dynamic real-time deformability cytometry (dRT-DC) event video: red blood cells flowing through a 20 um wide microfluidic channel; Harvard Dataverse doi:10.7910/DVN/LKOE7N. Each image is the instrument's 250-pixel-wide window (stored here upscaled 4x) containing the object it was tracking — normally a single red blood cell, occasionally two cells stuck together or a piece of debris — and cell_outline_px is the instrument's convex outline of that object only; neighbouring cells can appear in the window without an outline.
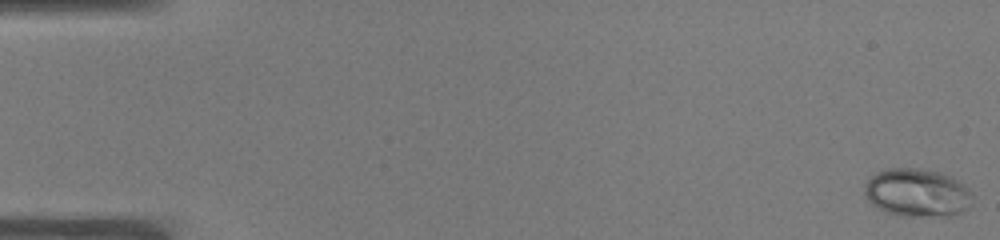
{"species": "common noctule bat (a hibernating species)", "species_latin": "Nyctalus noctula", "temperature_condition": "warm", "stored_images_in_passage": 52, "camera_frame_rate_fps": 3000, "um_per_image_px": 0.085, "animal": {"sex": "male", "body_mass_g": 19.0, "forearm_length_mm": 50.8}, "frame": {"image": 1, "passage_image": 1, "time_ms": 0.0, "image_size_px": [1000, 240], "cell_outline_px": [[972, 204], [968, 208], [952, 216], [900, 216], [888, 212], [872, 204], [868, 200], [864, 192], [864, 184], [876, 172], [888, 168], [920, 168], [940, 172], [956, 180], [968, 188], [972, 192]], "centroid_in_image_um": [77.96, 16.38], "position_along_channel_um": 7.0, "area_um2": 30.35}}
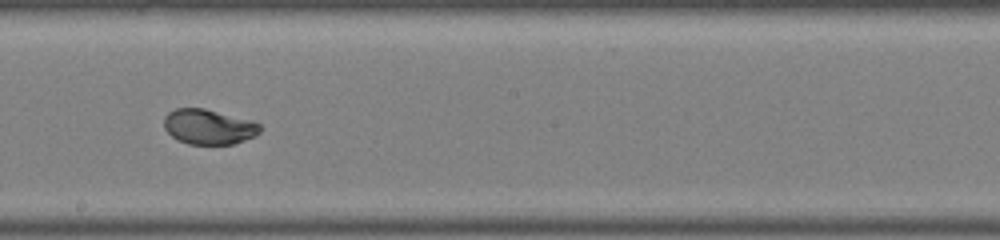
{"frame": {"image": 2, "passage_image": 30, "time_ms": 9.667, "image_size_px": [1000, 240], "cell_outline_px": [[260, 132], [256, 136], [232, 144], [188, 144], [176, 140], [164, 128], [164, 116], [168, 112], [176, 108], [204, 108], [252, 120], [260, 124]], "centroid_in_image_um": [17.73, 10.77], "position_along_channel_um": 230.5, "area_um2": 19.77}}
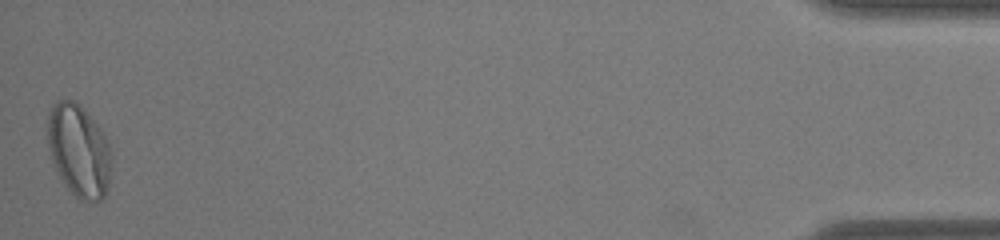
{"frame": {"image": 3, "passage_image": 52, "time_ms": 17.0, "image_size_px": [1000, 240], "cell_outline_px": [[112, 160], [108, 188], [104, 200], [80, 200], [64, 184], [52, 160], [48, 144], [48, 112], [52, 104], [56, 100], [72, 100], [80, 104], [100, 128], [108, 144], [112, 156]], "centroid_in_image_um": [6.71, 12.79], "position_along_channel_um": 428.5, "area_um2": 34.33}, "authors_computed_cell_mechanics": {"area_um2": 22.1952, "velocity_mm_per_s": 3.912, "shape_relaxation_time_tau1_ms": 5.2059, "shape_relaxation_time_tau2_ms": null, "deformation_change_tau1": 0.2202, "deformation_change_tau2": null}}